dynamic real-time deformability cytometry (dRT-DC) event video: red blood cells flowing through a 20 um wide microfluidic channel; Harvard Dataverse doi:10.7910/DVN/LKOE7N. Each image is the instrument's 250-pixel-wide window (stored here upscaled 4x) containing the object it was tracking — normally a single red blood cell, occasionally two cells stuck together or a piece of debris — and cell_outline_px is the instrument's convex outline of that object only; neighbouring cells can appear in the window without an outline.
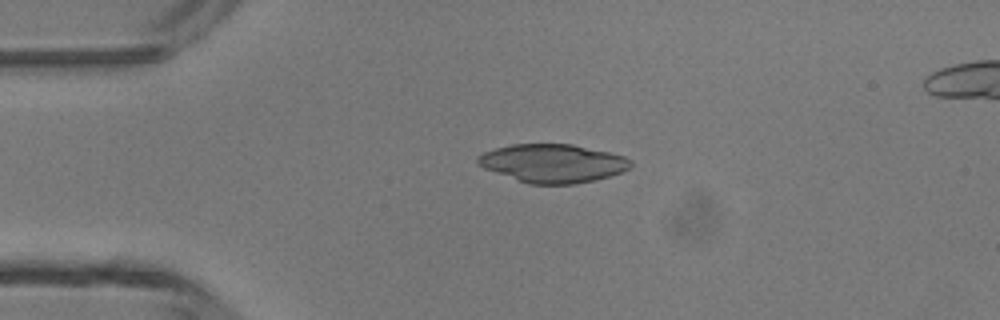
{"species": "common noctule bat (a hibernating species)", "species_latin": "Nyctalus noctula", "temperature_condition": "room temperature", "stored_images_in_passage": 43, "segment_of_instrument_passage": [1, 2], "camera_frame_rate_fps": 3000, "um_per_image_px": 0.085, "animal": {"sex": "male", "body_mass_g": 13.3}, "frame": {"image": 1, "passage_image": 6, "time_ms": 1.667, "image_size_px": [1000, 320], "cell_outline_px": [[632, 164], [628, 168], [620, 172], [596, 180], [576, 184], [528, 184], [484, 168], [476, 164], [476, 156], [484, 152], [496, 148], [512, 144], [572, 144], [608, 152], [624, 156], [632, 160]], "centroid_in_image_um": [46.96, 13.88], "position_along_channel_um": 38.0, "area_um2": 34.16}}
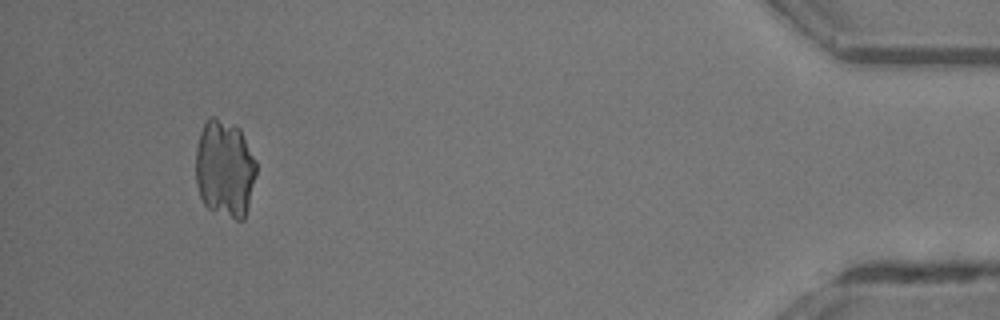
{"frame": {"image": 2, "passage_image": 39, "time_ms": 12.667, "image_size_px": [1000, 320], "cell_outline_px": [[256, 176], [244, 220], [236, 220], [208, 208], [204, 204], [200, 196], [196, 184], [196, 148], [200, 132], [204, 120], [208, 116], [216, 116], [240, 128], [256, 160]], "centroid_in_image_um": [19.09, 14.3], "position_along_channel_um": 416.1, "area_um2": 34.8}}